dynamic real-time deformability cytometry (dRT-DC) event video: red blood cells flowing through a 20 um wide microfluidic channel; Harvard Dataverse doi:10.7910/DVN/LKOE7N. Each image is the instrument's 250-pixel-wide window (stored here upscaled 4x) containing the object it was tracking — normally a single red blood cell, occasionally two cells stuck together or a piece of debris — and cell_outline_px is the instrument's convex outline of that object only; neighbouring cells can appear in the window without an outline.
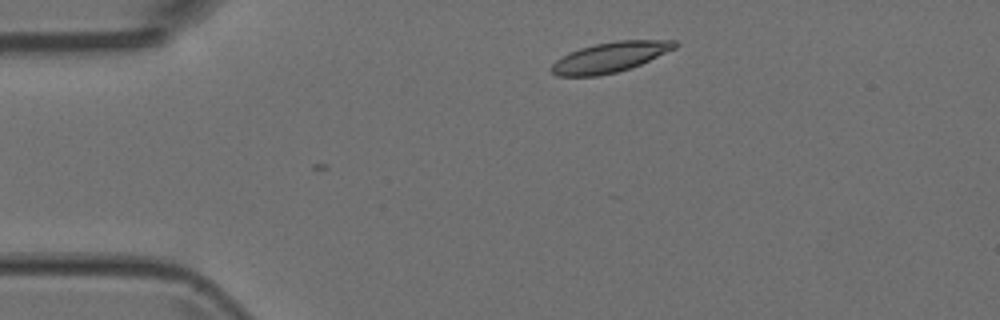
{"species": "Egyptian fruit bat (a non-hibernating species)", "species_latin": "Rousettus aegyptiacus", "temperature_condition": "room temperature", "stored_images_in_passage": 2, "camera_frame_rate_fps": 3000, "um_per_image_px": 0.085, "animal": {"sex": "female"}, "frame": {"image": 1, "passage_image": 2, "time_ms": 0.333, "image_size_px": [1000, 320], "cell_outline_px": [[680, 44], [676, 48], [640, 64], [616, 72], [596, 76], [556, 76], [548, 68], [556, 60], [568, 52], [580, 48], [596, 44], [616, 40], [676, 40]], "centroid_in_image_um": [51.83, 4.85], "position_along_channel_um": 33.2, "area_um2": 21.68}}